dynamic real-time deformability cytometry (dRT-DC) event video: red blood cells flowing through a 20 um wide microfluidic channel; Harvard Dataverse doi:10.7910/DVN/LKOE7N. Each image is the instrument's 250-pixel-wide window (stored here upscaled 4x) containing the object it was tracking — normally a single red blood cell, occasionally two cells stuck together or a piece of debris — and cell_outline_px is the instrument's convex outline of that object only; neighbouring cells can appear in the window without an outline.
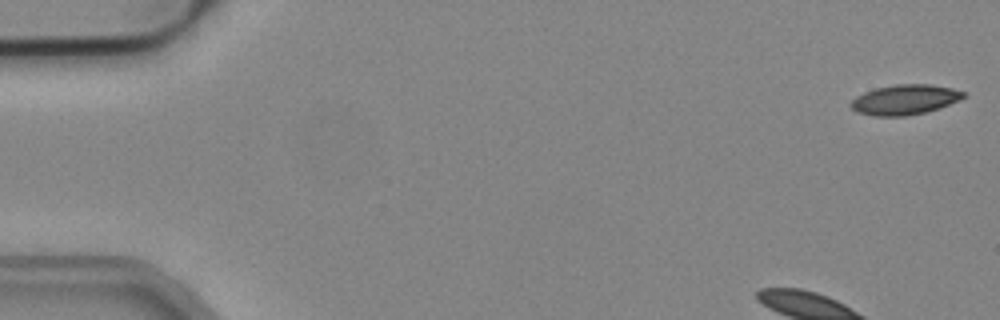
{"species": "common noctule bat (a hibernating species)", "species_latin": "Nyctalus noctula", "temperature_condition": "cold", "stored_images_in_passage": 51, "camera_frame_rate_fps": 3000, "um_per_image_px": 0.085, "animal": {"sex": "male", "body_mass_g": 19.2, "forearm_length_mm": 51.8}, "frame": {"image": 1, "passage_image": 1, "time_ms": 0.0, "image_size_px": [1000, 320], "cell_outline_px": [[968, 92], [960, 100], [940, 108], [924, 112], [904, 116], [876, 116], [856, 112], [848, 104], [856, 96], [864, 92], [876, 88], [896, 84], [928, 84], [952, 88]], "centroid_in_image_um": [76.91, 8.47], "position_along_channel_um": 8.1, "area_um2": 19.77}, "authors_computed_cell_mechanics": {"area_um2": 18.4382, "velocity_mm_per_s": 3.8337, "shape_relaxation_time_tau1_ms": 3.2408, "shape_relaxation_time_tau2_ms": null, "deformation_change_tau1": 0.0633, "deformation_change_tau2": null}}